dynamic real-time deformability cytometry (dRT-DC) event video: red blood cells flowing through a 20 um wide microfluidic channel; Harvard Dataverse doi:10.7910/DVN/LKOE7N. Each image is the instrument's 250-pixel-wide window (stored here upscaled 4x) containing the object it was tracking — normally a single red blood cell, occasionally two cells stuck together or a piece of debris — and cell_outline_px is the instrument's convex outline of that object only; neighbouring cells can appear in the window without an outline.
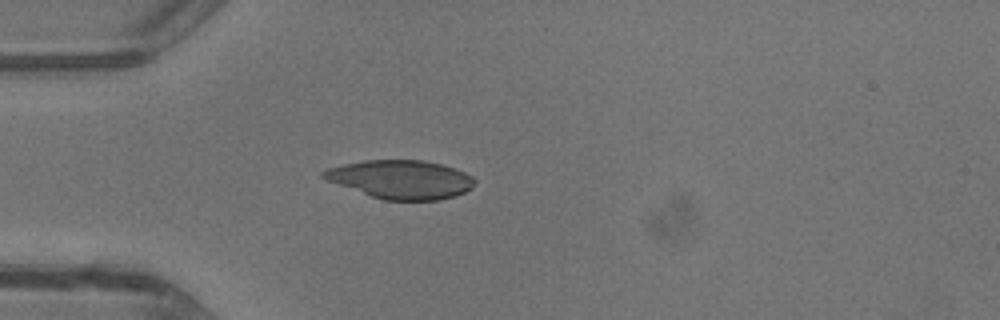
{"species": "common noctule bat (a hibernating species)", "species_latin": "Nyctalus noctula", "temperature_condition": "warm", "stored_images_in_passage": 3, "camera_frame_rate_fps": 3000, "um_per_image_px": 0.085, "animal": {"sex": "male", "body_mass_g": 13.3}, "frame": {"image": 1, "passage_image": 3, "time_ms": 3.333, "image_size_px": [1000, 320], "cell_outline_px": [[476, 180], [472, 188], [456, 196], [440, 200], [384, 200], [372, 196], [328, 180], [320, 176], [320, 172], [328, 168], [344, 164], [364, 160], [424, 160], [440, 164], [464, 172], [472, 176]], "centroid_in_image_um": [34.1, 15.25], "position_along_channel_um": 50.9, "area_um2": 33.7}}